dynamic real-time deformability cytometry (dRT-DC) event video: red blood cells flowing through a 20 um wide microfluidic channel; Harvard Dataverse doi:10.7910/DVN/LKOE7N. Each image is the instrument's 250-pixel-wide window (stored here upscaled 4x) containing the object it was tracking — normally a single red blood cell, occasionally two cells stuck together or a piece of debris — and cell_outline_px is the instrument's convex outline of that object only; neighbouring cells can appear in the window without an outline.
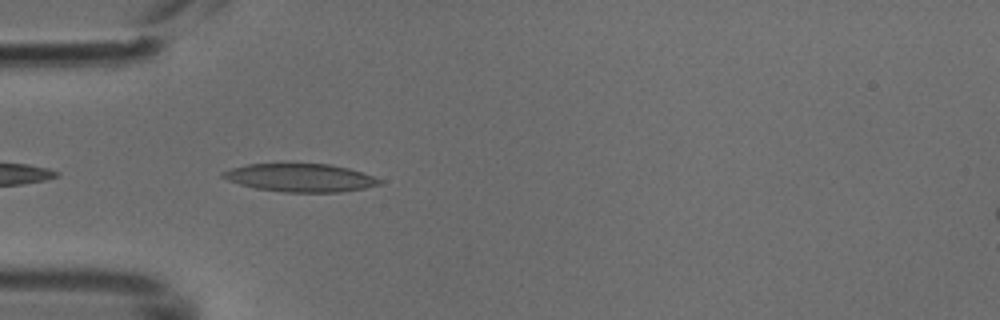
{"species": "common noctule bat (a hibernating species)", "species_latin": "Nyctalus noctula", "temperature_condition": "cold", "stored_images_in_passage": 6, "camera_frame_rate_fps": 3000, "um_per_image_px": 0.085, "animal": {"sex": "male", "body_mass_g": 18.8}, "frame": {"image": 1, "passage_image": 2, "time_ms": 0.333, "image_size_px": [1000, 320], "cell_outline_px": [[384, 180], [380, 184], [364, 188], [340, 192], [284, 192], [256, 188], [240, 184], [228, 180], [220, 176], [220, 172], [232, 168], [248, 164], [328, 164], [348, 168]], "centroid_in_image_um": [25.51, 15.11], "position_along_channel_um": 59.5, "area_um2": 25.43}}